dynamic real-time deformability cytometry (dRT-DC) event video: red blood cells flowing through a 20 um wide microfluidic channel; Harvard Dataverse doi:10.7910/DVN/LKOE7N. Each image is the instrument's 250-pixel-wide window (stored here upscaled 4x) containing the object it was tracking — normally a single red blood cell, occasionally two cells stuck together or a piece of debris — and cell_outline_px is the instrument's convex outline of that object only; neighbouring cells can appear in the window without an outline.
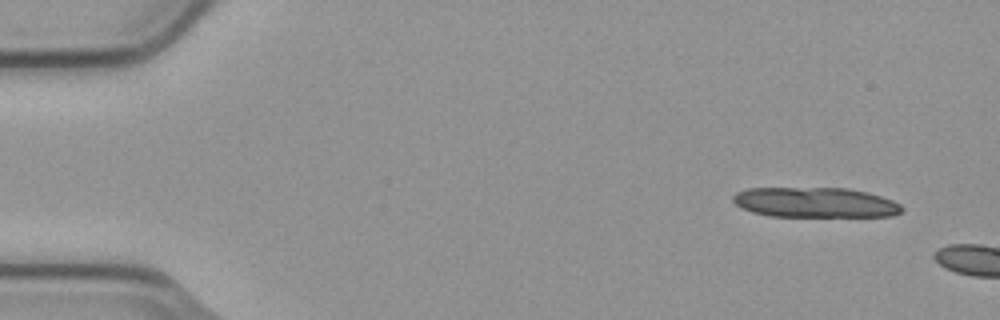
{"species": "common noctule bat (a hibernating species)", "species_latin": "Nyctalus noctula", "temperature_condition": "cold", "stored_images_in_passage": 2, "camera_frame_rate_fps": 3000, "um_per_image_px": 0.085, "animal": {"sex": "male", "body_mass_g": 23.1, "forearm_length_mm": 52.7}, "frame": {"image": 1, "passage_image": 1, "time_ms": 0.0, "image_size_px": [1000, 320], "cell_outline_px": [[904, 208], [900, 212], [892, 216], [768, 216], [752, 212], [736, 204], [732, 200], [732, 196], [736, 192], [748, 188], [848, 188], [868, 192], [892, 200], [900, 204]], "centroid_in_image_um": [69.28, 17.2], "position_along_channel_um": 15.7, "area_um2": 29.59}}